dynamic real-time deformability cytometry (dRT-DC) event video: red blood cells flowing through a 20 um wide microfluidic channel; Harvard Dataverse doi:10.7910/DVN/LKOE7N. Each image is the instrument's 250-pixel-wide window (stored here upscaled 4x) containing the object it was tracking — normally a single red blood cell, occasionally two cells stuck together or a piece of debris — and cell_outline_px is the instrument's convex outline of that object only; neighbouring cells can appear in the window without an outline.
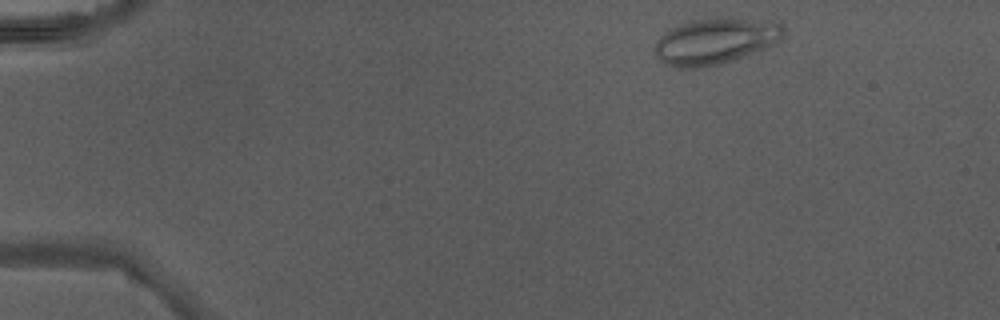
{"species": "Egyptian fruit bat (a non-hibernating species)", "species_latin": "Rousettus aegyptiacus", "temperature_condition": "warm", "stored_images_in_passage": 42, "camera_frame_rate_fps": 3000, "um_per_image_px": 0.085, "animal": {"sex": "male"}, "frame": {"image": 1, "passage_image": 2, "time_ms": 0.333, "image_size_px": [1000, 320], "cell_outline_px": [[784, 32], [772, 44], [732, 60], [720, 64], [700, 68], [676, 68], [660, 60], [656, 56], [652, 48], [656, 40], [664, 32], [688, 20], [716, 16], [772, 20], [784, 24]], "centroid_in_image_um": [60.74, 3.46], "position_along_channel_um": 24.3, "area_um2": 34.91}}
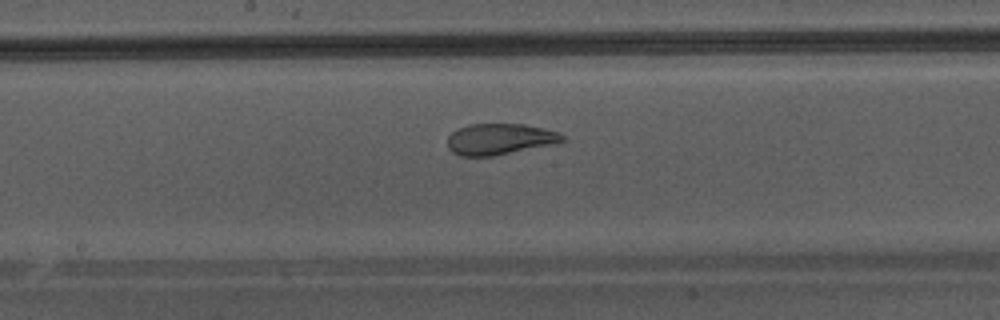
{"frame": {"image": 2, "passage_image": 21, "time_ms": 6.667, "image_size_px": [1000, 320], "cell_outline_px": [[568, 140], [560, 144], [492, 156], [460, 156], [452, 152], [448, 148], [448, 136], [456, 128], [468, 124], [524, 124], [544, 128], [556, 132], [564, 136]], "centroid_in_image_um": [42.52, 11.83], "position_along_channel_um": 205.7, "area_um2": 21.27}}
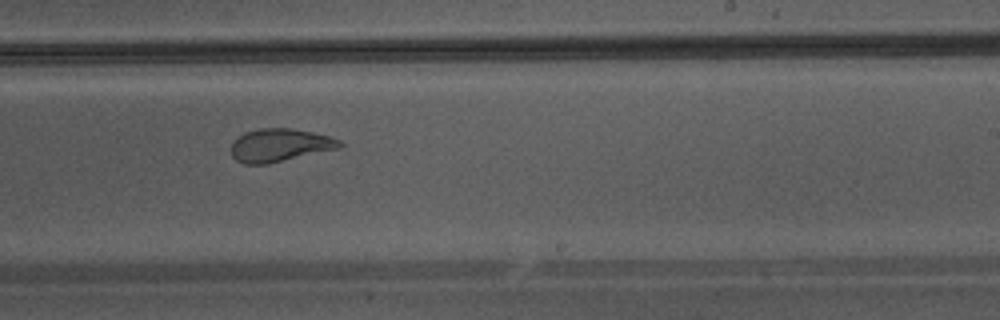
{"frame": {"image": 3, "passage_image": 25, "time_ms": 8.0, "image_size_px": [1000, 320], "cell_outline_px": [[344, 144], [340, 148], [268, 164], [244, 164], [236, 160], [232, 156], [232, 140], [244, 132], [260, 128], [292, 128], [312, 132], [328, 136], [340, 140]], "centroid_in_image_um": [23.77, 12.34], "position_along_channel_um": 265.2, "area_um2": 20.98}}